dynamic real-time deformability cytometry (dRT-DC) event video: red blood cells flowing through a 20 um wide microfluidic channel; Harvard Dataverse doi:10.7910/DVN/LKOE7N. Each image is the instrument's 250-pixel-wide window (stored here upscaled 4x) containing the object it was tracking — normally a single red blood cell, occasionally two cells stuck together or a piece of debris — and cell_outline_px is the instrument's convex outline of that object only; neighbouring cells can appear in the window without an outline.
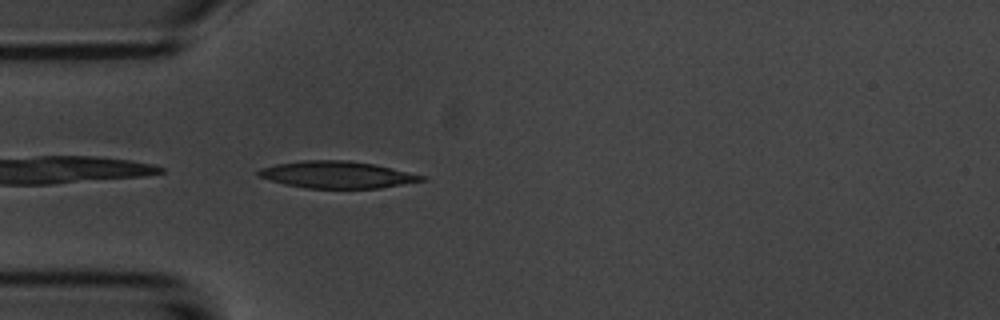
{"species": "common noctule bat (a hibernating species)", "species_latin": "Nyctalus noctula", "temperature_condition": "room temperature", "stored_images_in_passage": 16, "camera_frame_rate_fps": 3000, "um_per_image_px": 0.085, "animal": {"sex": "male", "body_mass_g": 20.1, "forearm_length_mm": 53.5}, "frame": {"image": 1, "passage_image": 1, "time_ms": 0.0, "image_size_px": [1000, 320], "cell_outline_px": [[428, 176], [424, 180], [380, 188], [308, 188], [284, 184], [256, 176], [256, 172], [260, 168], [276, 164], [300, 160], [348, 160], [376, 164]], "centroid_in_image_um": [28.64, 14.84], "position_along_channel_um": 56.4, "area_um2": 25.78}}
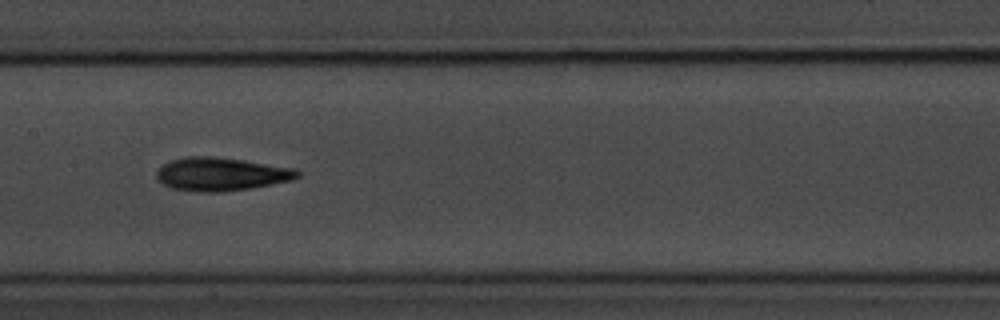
{"frame": {"image": 2, "passage_image": 12, "time_ms": 3.667, "image_size_px": [1000, 320], "cell_outline_px": [[300, 176], [292, 180], [248, 188], [220, 192], [196, 192], [172, 188], [164, 184], [156, 176], [156, 172], [164, 164], [172, 160], [184, 156], [212, 156], [244, 160], [292, 168], [300, 172]], "centroid_in_image_um": [18.77, 14.79], "position_along_channel_um": 188.6, "area_um2": 27.05}}